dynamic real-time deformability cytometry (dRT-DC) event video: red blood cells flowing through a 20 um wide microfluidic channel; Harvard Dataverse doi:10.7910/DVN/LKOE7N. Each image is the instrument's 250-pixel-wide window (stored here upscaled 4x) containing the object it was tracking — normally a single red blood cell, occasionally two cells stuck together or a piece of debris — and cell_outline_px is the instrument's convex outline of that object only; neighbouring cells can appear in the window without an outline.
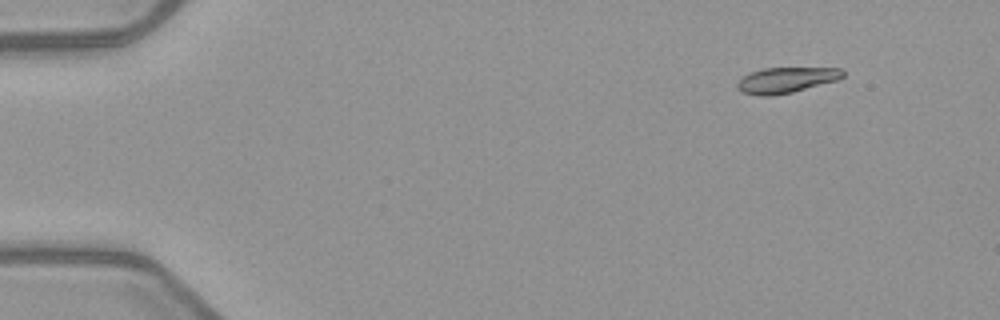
{"species": "common noctule bat (a hibernating species)", "species_latin": "Nyctalus noctula", "temperature_condition": "warm", "stored_images_in_passage": 4, "camera_frame_rate_fps": 3000, "um_per_image_px": 0.085, "animal": {"sex": "female", "body_mass_g": 21.9}, "frame": {"image": 1, "passage_image": 1, "time_ms": 0.0, "image_size_px": [1000, 320], "cell_outline_px": [[844, 76], [836, 80], [792, 92], [772, 96], [760, 96], [740, 92], [736, 88], [736, 84], [744, 76], [752, 72], [764, 68], [840, 68], [844, 72]], "centroid_in_image_um": [66.79, 6.81], "position_along_channel_um": 18.2, "area_um2": 15.61}}
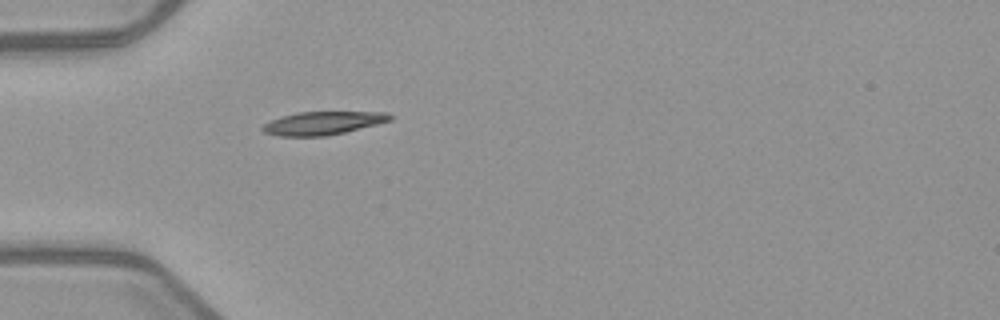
{"frame": {"image": 2, "passage_image": 4, "time_ms": 3.667, "image_size_px": [1000, 320], "cell_outline_px": [[392, 120], [344, 132], [324, 136], [280, 136], [264, 132], [260, 128], [264, 124], [280, 116], [296, 112], [384, 112], [392, 116]], "centroid_in_image_um": [27.4, 10.46], "position_along_channel_um": 57.6, "area_um2": 17.05}}